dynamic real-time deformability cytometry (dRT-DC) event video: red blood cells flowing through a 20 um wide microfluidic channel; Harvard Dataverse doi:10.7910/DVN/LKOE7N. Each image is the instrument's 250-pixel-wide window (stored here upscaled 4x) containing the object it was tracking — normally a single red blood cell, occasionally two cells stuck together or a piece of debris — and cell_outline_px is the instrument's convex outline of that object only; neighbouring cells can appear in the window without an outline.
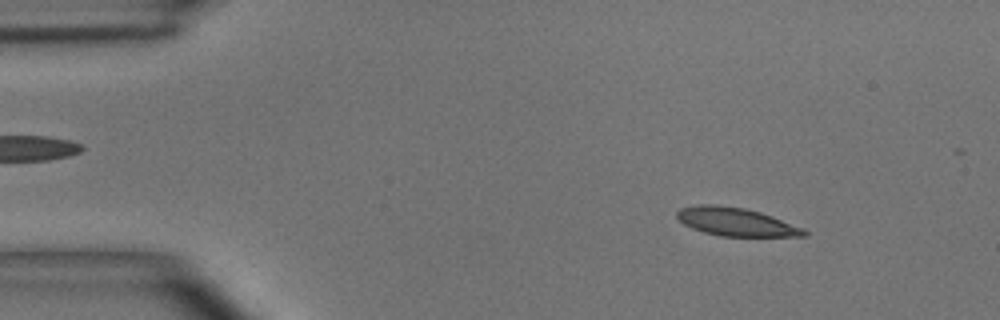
{"species": "common noctule bat (a hibernating species)", "species_latin": "Nyctalus noctula", "temperature_condition": "room temperature", "stored_images_in_passage": 46, "camera_frame_rate_fps": 3000, "um_per_image_px": 0.085, "animal": {"sex": "male", "body_mass_g": 15.6}, "frame": {"image": 1, "passage_image": 6, "time_ms": 1.667, "image_size_px": [1000, 320], "cell_outline_px": [[808, 236], [720, 236], [704, 232], [692, 228], [684, 224], [676, 216], [676, 212], [680, 208], [700, 204], [716, 204], [744, 208], [760, 212], [772, 216], [804, 228], [808, 232]], "centroid_in_image_um": [62.56, 18.85], "position_along_channel_um": 22.4, "area_um2": 20.92}}
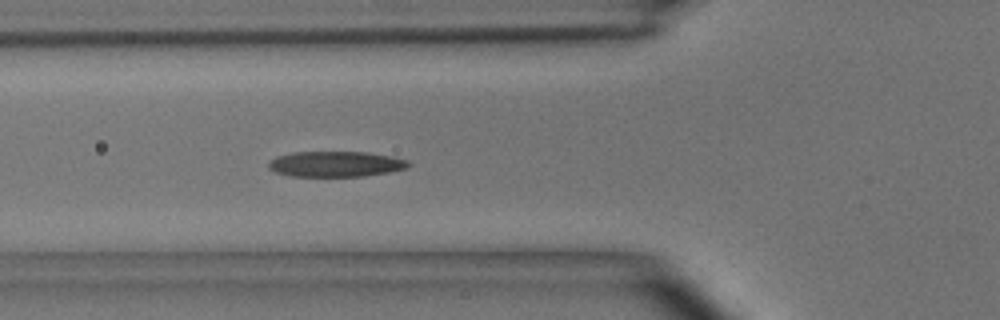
{"frame": {"image": 2, "passage_image": 17, "time_ms": 5.333, "image_size_px": [1000, 320], "cell_outline_px": [[412, 164], [408, 168], [388, 172], [364, 176], [288, 176], [276, 172], [268, 168], [268, 164], [276, 156], [292, 152], [368, 152], [392, 156], [408, 160]], "centroid_in_image_um": [28.56, 13.94], "position_along_channel_um": 97.2, "area_um2": 20.92}}
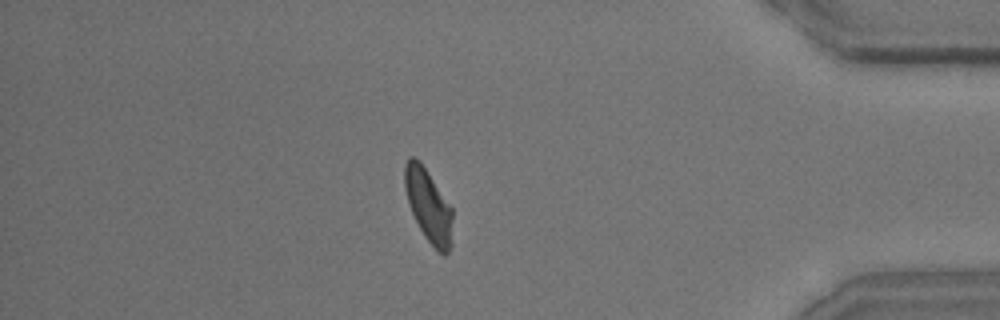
{"frame": {"image": 3, "passage_image": 42, "time_ms": 13.667, "image_size_px": [1000, 320], "cell_outline_px": [[452, 244], [448, 252], [444, 256], [424, 236], [408, 204], [404, 188], [404, 164], [408, 156], [416, 156], [420, 160], [452, 208]], "centroid_in_image_um": [36.4, 17.43], "position_along_channel_um": 398.8, "area_um2": 20.4}, "authors_computed_cell_mechanics": {"area_um2": 20.9236, "velocity_mm_per_s": 4.0551, "shape_relaxation_time_tau1_ms": 4.0065, "shape_relaxation_time_tau2_ms": 1.6627, "deformation_change_tau1": 0.1467, "deformation_change_tau2": 0.088}}